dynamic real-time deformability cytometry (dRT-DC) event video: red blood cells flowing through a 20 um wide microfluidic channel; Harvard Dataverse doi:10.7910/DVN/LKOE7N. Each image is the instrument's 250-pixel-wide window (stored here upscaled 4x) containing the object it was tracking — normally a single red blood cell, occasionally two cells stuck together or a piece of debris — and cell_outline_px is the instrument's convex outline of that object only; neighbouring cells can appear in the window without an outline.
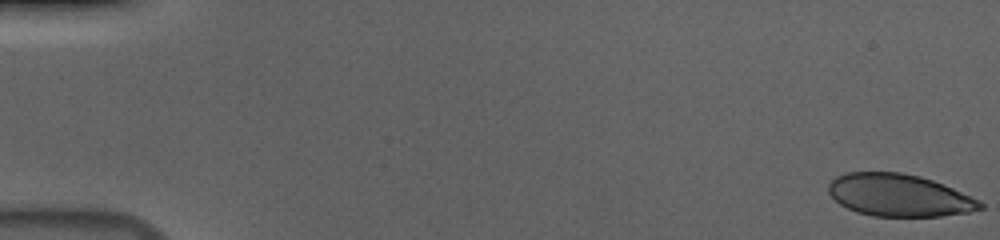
{"species": "human", "species_latin": "Homo sapiens", "temperature_condition": "cold", "stored_images_in_passage": 56, "camera_frame_rate_fps": 3000, "um_per_image_px": 0.085, "donor": {"sex": "male"}, "frame": {"image": 1, "passage_image": 1, "time_ms": 0.0, "image_size_px": [1000, 240], "cell_outline_px": [[984, 208], [968, 212], [940, 216], [872, 216], [856, 212], [840, 204], [828, 192], [828, 184], [836, 176], [848, 172], [900, 172], [920, 176], [944, 184], [980, 200], [984, 204]], "centroid_in_image_um": [76.43, 16.59], "position_along_channel_um": 8.6, "area_um2": 37.4}}
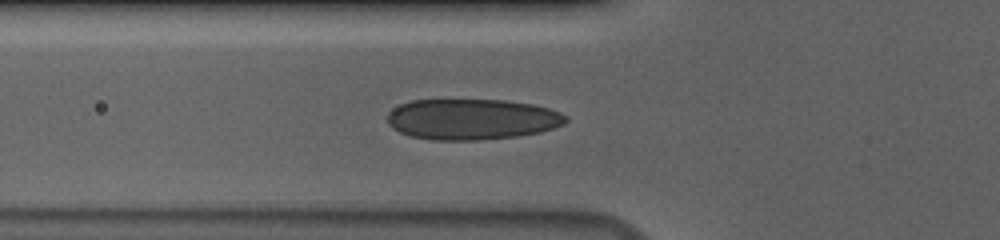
{"frame": {"image": 2, "passage_image": 21, "time_ms": 6.667, "image_size_px": [1000, 240], "cell_outline_px": [[568, 120], [564, 124], [540, 132], [516, 136], [480, 140], [432, 140], [412, 136], [400, 132], [392, 128], [388, 124], [388, 112], [392, 108], [400, 104], [412, 100], [504, 100], [532, 104], [548, 108], [560, 112], [568, 116]], "centroid_in_image_um": [40.11, 10.13], "position_along_channel_um": 85.7, "area_um2": 42.48}}
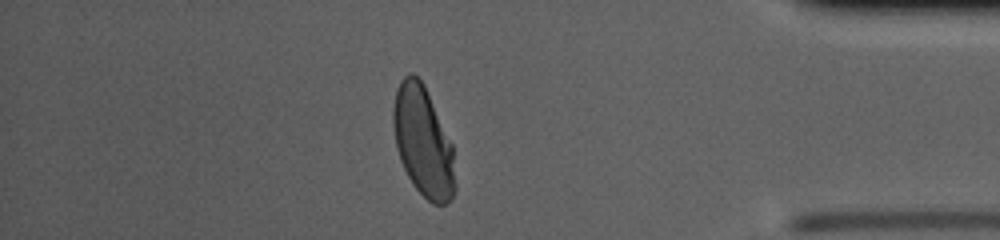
{"frame": {"image": 3, "passage_image": 49, "time_ms": 16.0, "image_size_px": [1000, 240], "cell_outline_px": [[456, 192], [452, 200], [444, 204], [432, 204], [412, 184], [400, 160], [396, 148], [392, 124], [392, 108], [396, 92], [400, 80], [408, 72], [412, 72], [424, 84], [452, 144], [456, 184]], "centroid_in_image_um": [35.96, 12.05], "position_along_channel_um": 399.2, "area_um2": 39.94}, "authors_computed_cell_mechanics": {"area_um2": 40.4311, "velocity_mm_per_s": 3.6867, "shape_relaxation_time_tau1_ms": 4.7421, "shape_relaxation_time_tau2_ms": null, "deformation_change_tau1": 0.1649, "deformation_change_tau2": null}}